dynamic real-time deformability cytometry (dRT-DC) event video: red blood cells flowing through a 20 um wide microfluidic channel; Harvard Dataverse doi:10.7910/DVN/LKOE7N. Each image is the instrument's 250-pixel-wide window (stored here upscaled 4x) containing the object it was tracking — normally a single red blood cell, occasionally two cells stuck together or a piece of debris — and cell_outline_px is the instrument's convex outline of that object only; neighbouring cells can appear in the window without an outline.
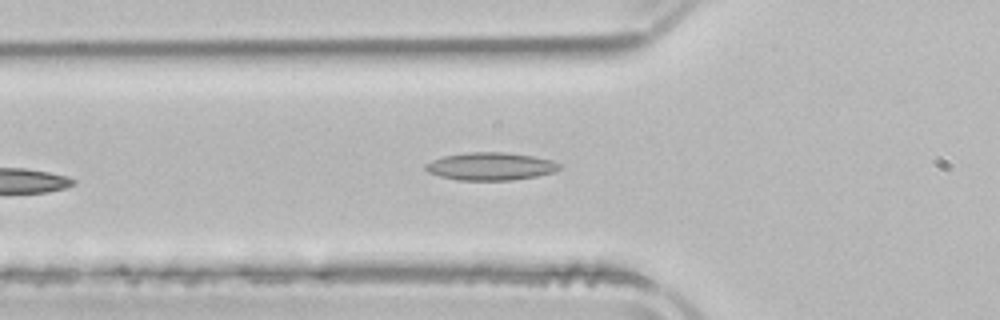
{"species": "common noctule bat (a hibernating species)", "species_latin": "Nyctalus noctula", "temperature_condition": "room temperature", "stored_images_in_passage": 6, "camera_frame_rate_fps": 3000, "um_per_image_px": 0.085, "animal": {"sex": "male", "body_mass_g": 21.5, "forearm_length_mm": 52.0}, "frame": {"image": 1, "passage_image": 6, "time_ms": 7.0, "image_size_px": [1000, 320], "cell_outline_px": [[560, 168], [552, 172], [536, 176], [512, 180], [456, 180], [440, 176], [428, 172], [424, 168], [424, 164], [432, 160], [444, 156], [464, 152], [504, 152], [532, 156], [552, 160], [560, 164]], "centroid_in_image_um": [41.65, 14.13], "position_along_channel_um": 84.1, "area_um2": 21.62}}